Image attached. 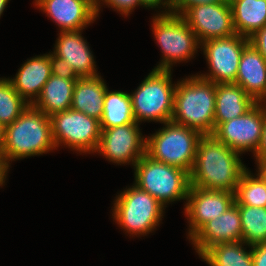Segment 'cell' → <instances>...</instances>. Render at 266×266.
<instances>
[{
    "label": "cell",
    "mask_w": 266,
    "mask_h": 266,
    "mask_svg": "<svg viewBox=\"0 0 266 266\" xmlns=\"http://www.w3.org/2000/svg\"><path fill=\"white\" fill-rule=\"evenodd\" d=\"M9 0H0V17L4 12V9L6 8V5L8 4Z\"/></svg>",
    "instance_id": "obj_40"
},
{
    "label": "cell",
    "mask_w": 266,
    "mask_h": 266,
    "mask_svg": "<svg viewBox=\"0 0 266 266\" xmlns=\"http://www.w3.org/2000/svg\"><path fill=\"white\" fill-rule=\"evenodd\" d=\"M113 221L129 236H146L161 223L165 207L135 184L114 199Z\"/></svg>",
    "instance_id": "obj_5"
},
{
    "label": "cell",
    "mask_w": 266,
    "mask_h": 266,
    "mask_svg": "<svg viewBox=\"0 0 266 266\" xmlns=\"http://www.w3.org/2000/svg\"><path fill=\"white\" fill-rule=\"evenodd\" d=\"M235 84L240 85L255 101L265 91L266 60L250 43L243 50Z\"/></svg>",
    "instance_id": "obj_20"
},
{
    "label": "cell",
    "mask_w": 266,
    "mask_h": 266,
    "mask_svg": "<svg viewBox=\"0 0 266 266\" xmlns=\"http://www.w3.org/2000/svg\"><path fill=\"white\" fill-rule=\"evenodd\" d=\"M234 193L190 186L184 213L191 238L206 222L217 218L234 204Z\"/></svg>",
    "instance_id": "obj_14"
},
{
    "label": "cell",
    "mask_w": 266,
    "mask_h": 266,
    "mask_svg": "<svg viewBox=\"0 0 266 266\" xmlns=\"http://www.w3.org/2000/svg\"><path fill=\"white\" fill-rule=\"evenodd\" d=\"M138 123L101 129V137L95 153L115 164H135L146 154V137L142 136Z\"/></svg>",
    "instance_id": "obj_11"
},
{
    "label": "cell",
    "mask_w": 266,
    "mask_h": 266,
    "mask_svg": "<svg viewBox=\"0 0 266 266\" xmlns=\"http://www.w3.org/2000/svg\"><path fill=\"white\" fill-rule=\"evenodd\" d=\"M101 4H105L108 7L114 8V11L119 12L123 16H128L134 11V8L137 6H141L140 0H96V13L97 17H99Z\"/></svg>",
    "instance_id": "obj_29"
},
{
    "label": "cell",
    "mask_w": 266,
    "mask_h": 266,
    "mask_svg": "<svg viewBox=\"0 0 266 266\" xmlns=\"http://www.w3.org/2000/svg\"><path fill=\"white\" fill-rule=\"evenodd\" d=\"M243 241L218 243L207 248L199 257L209 266H253L252 247L248 251Z\"/></svg>",
    "instance_id": "obj_24"
},
{
    "label": "cell",
    "mask_w": 266,
    "mask_h": 266,
    "mask_svg": "<svg viewBox=\"0 0 266 266\" xmlns=\"http://www.w3.org/2000/svg\"><path fill=\"white\" fill-rule=\"evenodd\" d=\"M171 72L152 69L130 94L136 123L154 121L162 124L171 121L177 85L172 83Z\"/></svg>",
    "instance_id": "obj_8"
},
{
    "label": "cell",
    "mask_w": 266,
    "mask_h": 266,
    "mask_svg": "<svg viewBox=\"0 0 266 266\" xmlns=\"http://www.w3.org/2000/svg\"><path fill=\"white\" fill-rule=\"evenodd\" d=\"M249 43L265 58L266 60V25L256 31L249 37Z\"/></svg>",
    "instance_id": "obj_32"
},
{
    "label": "cell",
    "mask_w": 266,
    "mask_h": 266,
    "mask_svg": "<svg viewBox=\"0 0 266 266\" xmlns=\"http://www.w3.org/2000/svg\"><path fill=\"white\" fill-rule=\"evenodd\" d=\"M61 31H80L97 19L96 0H34ZM88 25V26H87Z\"/></svg>",
    "instance_id": "obj_15"
},
{
    "label": "cell",
    "mask_w": 266,
    "mask_h": 266,
    "mask_svg": "<svg viewBox=\"0 0 266 266\" xmlns=\"http://www.w3.org/2000/svg\"><path fill=\"white\" fill-rule=\"evenodd\" d=\"M236 205L242 223V241L248 248L266 242V207Z\"/></svg>",
    "instance_id": "obj_26"
},
{
    "label": "cell",
    "mask_w": 266,
    "mask_h": 266,
    "mask_svg": "<svg viewBox=\"0 0 266 266\" xmlns=\"http://www.w3.org/2000/svg\"><path fill=\"white\" fill-rule=\"evenodd\" d=\"M76 81L77 79H65L51 74L32 105L47 116L70 109Z\"/></svg>",
    "instance_id": "obj_22"
},
{
    "label": "cell",
    "mask_w": 266,
    "mask_h": 266,
    "mask_svg": "<svg viewBox=\"0 0 266 266\" xmlns=\"http://www.w3.org/2000/svg\"><path fill=\"white\" fill-rule=\"evenodd\" d=\"M107 88L100 75L78 78L73 89L71 108L100 121Z\"/></svg>",
    "instance_id": "obj_21"
},
{
    "label": "cell",
    "mask_w": 266,
    "mask_h": 266,
    "mask_svg": "<svg viewBox=\"0 0 266 266\" xmlns=\"http://www.w3.org/2000/svg\"><path fill=\"white\" fill-rule=\"evenodd\" d=\"M163 125L162 129L146 137V154L156 161L179 167L190 174L203 134L172 121Z\"/></svg>",
    "instance_id": "obj_4"
},
{
    "label": "cell",
    "mask_w": 266,
    "mask_h": 266,
    "mask_svg": "<svg viewBox=\"0 0 266 266\" xmlns=\"http://www.w3.org/2000/svg\"><path fill=\"white\" fill-rule=\"evenodd\" d=\"M189 241L199 256L215 244L242 241V223L237 205L234 203L217 218L206 222Z\"/></svg>",
    "instance_id": "obj_16"
},
{
    "label": "cell",
    "mask_w": 266,
    "mask_h": 266,
    "mask_svg": "<svg viewBox=\"0 0 266 266\" xmlns=\"http://www.w3.org/2000/svg\"><path fill=\"white\" fill-rule=\"evenodd\" d=\"M254 159H266V111L264 110V126L262 132V139L256 153L253 155Z\"/></svg>",
    "instance_id": "obj_35"
},
{
    "label": "cell",
    "mask_w": 266,
    "mask_h": 266,
    "mask_svg": "<svg viewBox=\"0 0 266 266\" xmlns=\"http://www.w3.org/2000/svg\"><path fill=\"white\" fill-rule=\"evenodd\" d=\"M236 34L249 38L266 25V0H229Z\"/></svg>",
    "instance_id": "obj_23"
},
{
    "label": "cell",
    "mask_w": 266,
    "mask_h": 266,
    "mask_svg": "<svg viewBox=\"0 0 266 266\" xmlns=\"http://www.w3.org/2000/svg\"><path fill=\"white\" fill-rule=\"evenodd\" d=\"M4 132L5 128L0 124V152L2 151L4 145Z\"/></svg>",
    "instance_id": "obj_39"
},
{
    "label": "cell",
    "mask_w": 266,
    "mask_h": 266,
    "mask_svg": "<svg viewBox=\"0 0 266 266\" xmlns=\"http://www.w3.org/2000/svg\"><path fill=\"white\" fill-rule=\"evenodd\" d=\"M181 16L194 31L198 42L235 34L229 0L188 7Z\"/></svg>",
    "instance_id": "obj_13"
},
{
    "label": "cell",
    "mask_w": 266,
    "mask_h": 266,
    "mask_svg": "<svg viewBox=\"0 0 266 266\" xmlns=\"http://www.w3.org/2000/svg\"><path fill=\"white\" fill-rule=\"evenodd\" d=\"M141 6L144 8H162L164 7V11L162 10L160 14H168L172 13V0H140ZM167 8V9H166Z\"/></svg>",
    "instance_id": "obj_33"
},
{
    "label": "cell",
    "mask_w": 266,
    "mask_h": 266,
    "mask_svg": "<svg viewBox=\"0 0 266 266\" xmlns=\"http://www.w3.org/2000/svg\"><path fill=\"white\" fill-rule=\"evenodd\" d=\"M136 123L133 114L130 93L123 91H109L104 96V107L101 129Z\"/></svg>",
    "instance_id": "obj_25"
},
{
    "label": "cell",
    "mask_w": 266,
    "mask_h": 266,
    "mask_svg": "<svg viewBox=\"0 0 266 266\" xmlns=\"http://www.w3.org/2000/svg\"><path fill=\"white\" fill-rule=\"evenodd\" d=\"M216 84L198 74L178 81L171 121L202 133L213 134Z\"/></svg>",
    "instance_id": "obj_3"
},
{
    "label": "cell",
    "mask_w": 266,
    "mask_h": 266,
    "mask_svg": "<svg viewBox=\"0 0 266 266\" xmlns=\"http://www.w3.org/2000/svg\"><path fill=\"white\" fill-rule=\"evenodd\" d=\"M134 184L148 192L165 208L171 202L187 200L190 174L145 154L134 166Z\"/></svg>",
    "instance_id": "obj_6"
},
{
    "label": "cell",
    "mask_w": 266,
    "mask_h": 266,
    "mask_svg": "<svg viewBox=\"0 0 266 266\" xmlns=\"http://www.w3.org/2000/svg\"><path fill=\"white\" fill-rule=\"evenodd\" d=\"M264 102V103H263ZM266 88L265 91L260 95V97L256 100V104L266 111ZM265 104V105H264Z\"/></svg>",
    "instance_id": "obj_38"
},
{
    "label": "cell",
    "mask_w": 266,
    "mask_h": 266,
    "mask_svg": "<svg viewBox=\"0 0 266 266\" xmlns=\"http://www.w3.org/2000/svg\"><path fill=\"white\" fill-rule=\"evenodd\" d=\"M29 104L16 92L8 78H0V124L13 123Z\"/></svg>",
    "instance_id": "obj_28"
},
{
    "label": "cell",
    "mask_w": 266,
    "mask_h": 266,
    "mask_svg": "<svg viewBox=\"0 0 266 266\" xmlns=\"http://www.w3.org/2000/svg\"><path fill=\"white\" fill-rule=\"evenodd\" d=\"M253 266H266V242L252 246Z\"/></svg>",
    "instance_id": "obj_34"
},
{
    "label": "cell",
    "mask_w": 266,
    "mask_h": 266,
    "mask_svg": "<svg viewBox=\"0 0 266 266\" xmlns=\"http://www.w3.org/2000/svg\"><path fill=\"white\" fill-rule=\"evenodd\" d=\"M226 1L228 0H172V13L181 15L190 6Z\"/></svg>",
    "instance_id": "obj_31"
},
{
    "label": "cell",
    "mask_w": 266,
    "mask_h": 266,
    "mask_svg": "<svg viewBox=\"0 0 266 266\" xmlns=\"http://www.w3.org/2000/svg\"><path fill=\"white\" fill-rule=\"evenodd\" d=\"M50 116L30 105L5 127L4 145L0 156L9 170L10 162L55 150Z\"/></svg>",
    "instance_id": "obj_2"
},
{
    "label": "cell",
    "mask_w": 266,
    "mask_h": 266,
    "mask_svg": "<svg viewBox=\"0 0 266 266\" xmlns=\"http://www.w3.org/2000/svg\"><path fill=\"white\" fill-rule=\"evenodd\" d=\"M246 170L234 192L235 204L251 207H266V182L256 173V176Z\"/></svg>",
    "instance_id": "obj_27"
},
{
    "label": "cell",
    "mask_w": 266,
    "mask_h": 266,
    "mask_svg": "<svg viewBox=\"0 0 266 266\" xmlns=\"http://www.w3.org/2000/svg\"><path fill=\"white\" fill-rule=\"evenodd\" d=\"M264 109L255 104L244 115L221 123L213 135L238 153H256L262 139Z\"/></svg>",
    "instance_id": "obj_12"
},
{
    "label": "cell",
    "mask_w": 266,
    "mask_h": 266,
    "mask_svg": "<svg viewBox=\"0 0 266 266\" xmlns=\"http://www.w3.org/2000/svg\"><path fill=\"white\" fill-rule=\"evenodd\" d=\"M51 73L60 78L78 79L74 70L63 59L50 52Z\"/></svg>",
    "instance_id": "obj_30"
},
{
    "label": "cell",
    "mask_w": 266,
    "mask_h": 266,
    "mask_svg": "<svg viewBox=\"0 0 266 266\" xmlns=\"http://www.w3.org/2000/svg\"><path fill=\"white\" fill-rule=\"evenodd\" d=\"M256 101L235 83L216 84L214 130L223 122L244 115Z\"/></svg>",
    "instance_id": "obj_19"
},
{
    "label": "cell",
    "mask_w": 266,
    "mask_h": 266,
    "mask_svg": "<svg viewBox=\"0 0 266 266\" xmlns=\"http://www.w3.org/2000/svg\"><path fill=\"white\" fill-rule=\"evenodd\" d=\"M257 173L263 178L266 179V159H256Z\"/></svg>",
    "instance_id": "obj_36"
},
{
    "label": "cell",
    "mask_w": 266,
    "mask_h": 266,
    "mask_svg": "<svg viewBox=\"0 0 266 266\" xmlns=\"http://www.w3.org/2000/svg\"><path fill=\"white\" fill-rule=\"evenodd\" d=\"M248 44L249 38L236 33L229 37L202 42L200 50H203L210 70L199 76L215 84L235 83L241 56Z\"/></svg>",
    "instance_id": "obj_10"
},
{
    "label": "cell",
    "mask_w": 266,
    "mask_h": 266,
    "mask_svg": "<svg viewBox=\"0 0 266 266\" xmlns=\"http://www.w3.org/2000/svg\"><path fill=\"white\" fill-rule=\"evenodd\" d=\"M80 31H61L52 52L63 59L71 67L76 75L81 77L97 76L92 51Z\"/></svg>",
    "instance_id": "obj_17"
},
{
    "label": "cell",
    "mask_w": 266,
    "mask_h": 266,
    "mask_svg": "<svg viewBox=\"0 0 266 266\" xmlns=\"http://www.w3.org/2000/svg\"><path fill=\"white\" fill-rule=\"evenodd\" d=\"M7 173L8 169L4 166L2 158L0 156V187L5 184Z\"/></svg>",
    "instance_id": "obj_37"
},
{
    "label": "cell",
    "mask_w": 266,
    "mask_h": 266,
    "mask_svg": "<svg viewBox=\"0 0 266 266\" xmlns=\"http://www.w3.org/2000/svg\"><path fill=\"white\" fill-rule=\"evenodd\" d=\"M241 155L213 134L203 135L190 173V186L234 193L242 174L247 170Z\"/></svg>",
    "instance_id": "obj_1"
},
{
    "label": "cell",
    "mask_w": 266,
    "mask_h": 266,
    "mask_svg": "<svg viewBox=\"0 0 266 266\" xmlns=\"http://www.w3.org/2000/svg\"><path fill=\"white\" fill-rule=\"evenodd\" d=\"M152 18L154 38L163 56L155 70L171 71L174 64L194 58L200 43L181 15L158 13Z\"/></svg>",
    "instance_id": "obj_7"
},
{
    "label": "cell",
    "mask_w": 266,
    "mask_h": 266,
    "mask_svg": "<svg viewBox=\"0 0 266 266\" xmlns=\"http://www.w3.org/2000/svg\"><path fill=\"white\" fill-rule=\"evenodd\" d=\"M56 149L66 146L81 153H95L100 137V121L72 108L50 116Z\"/></svg>",
    "instance_id": "obj_9"
},
{
    "label": "cell",
    "mask_w": 266,
    "mask_h": 266,
    "mask_svg": "<svg viewBox=\"0 0 266 266\" xmlns=\"http://www.w3.org/2000/svg\"><path fill=\"white\" fill-rule=\"evenodd\" d=\"M50 53L28 59L14 78H8L16 92L32 105L51 76Z\"/></svg>",
    "instance_id": "obj_18"
}]
</instances>
